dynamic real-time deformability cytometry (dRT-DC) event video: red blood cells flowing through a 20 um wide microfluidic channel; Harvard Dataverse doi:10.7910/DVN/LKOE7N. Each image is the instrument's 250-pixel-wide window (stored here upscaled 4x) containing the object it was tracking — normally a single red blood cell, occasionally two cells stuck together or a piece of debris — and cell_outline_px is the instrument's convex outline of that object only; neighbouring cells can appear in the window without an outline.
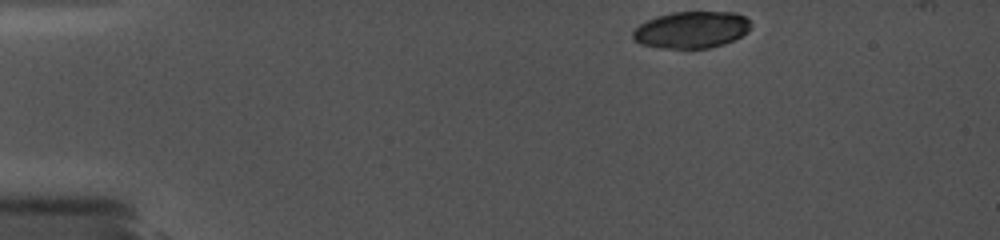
{"species": "common noctule bat (a hibernating species)", "species_latin": "Nyctalus noctula", "temperature_condition": "cold", "stored_images_in_passage": 14, "camera_frame_rate_fps": 5000, "um_per_image_px": 0.085, "animal": {"sex": "female", "body_mass_g": 19.0, "forearm_length_mm": 56.7}, "frame": {"image": 1, "passage_image": 1, "time_ms": 0.0, "image_size_px": [1000, 240], "cell_outline_px": [[752, 24], [748, 32], [724, 44], [708, 48], [660, 48], [640, 44], [632, 36], [632, 32], [640, 24], [656, 16], [672, 12], [736, 12], [744, 16]], "centroid_in_image_um": [58.78, 2.53], "position_along_channel_um": 26.2, "area_um2": 25.26}}
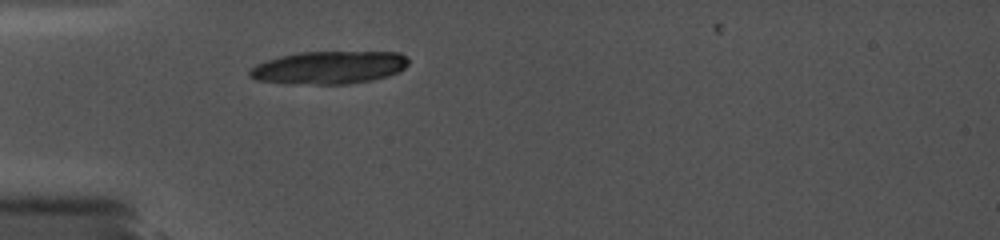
{"frame": {"image": 2, "passage_image": 13, "time_ms": 2.8, "image_size_px": [1000, 240], "cell_outline_px": [[408, 64], [404, 68], [388, 76], [372, 80], [348, 84], [288, 84], [256, 80], [248, 76], [248, 72], [256, 64], [280, 56], [296, 52], [400, 52], [408, 56]], "centroid_in_image_um": [27.96, 5.74], "position_along_channel_um": 57.0, "area_um2": 30.58}}